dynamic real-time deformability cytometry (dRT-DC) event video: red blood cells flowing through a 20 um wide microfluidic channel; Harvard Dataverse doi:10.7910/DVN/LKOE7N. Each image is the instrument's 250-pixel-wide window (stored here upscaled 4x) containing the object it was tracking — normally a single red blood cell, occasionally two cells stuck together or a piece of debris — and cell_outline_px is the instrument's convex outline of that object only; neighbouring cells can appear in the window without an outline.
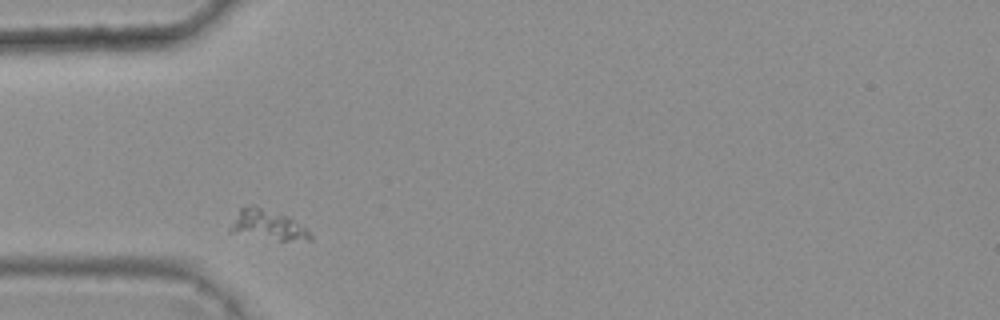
{"species": "common noctule bat (a hibernating species)", "species_latin": "Nyctalus noctula", "temperature_condition": "warm", "stored_images_in_passage": 1, "camera_frame_rate_fps": 3000, "um_per_image_px": 0.085, "animal": {"sex": "female", "body_mass_g": 25.1}, "frame": {"image": 1, "passage_image": 1, "time_ms": 0.0, "image_size_px": [1000, 320], "cell_outline_px": [[312, 240], [280, 240], [228, 232], [240, 208], [260, 208], [288, 216], [308, 228], [312, 236]], "centroid_in_image_um": [22.84, 19.16], "position_along_channel_um": 62.2, "area_um2": 13.35}}